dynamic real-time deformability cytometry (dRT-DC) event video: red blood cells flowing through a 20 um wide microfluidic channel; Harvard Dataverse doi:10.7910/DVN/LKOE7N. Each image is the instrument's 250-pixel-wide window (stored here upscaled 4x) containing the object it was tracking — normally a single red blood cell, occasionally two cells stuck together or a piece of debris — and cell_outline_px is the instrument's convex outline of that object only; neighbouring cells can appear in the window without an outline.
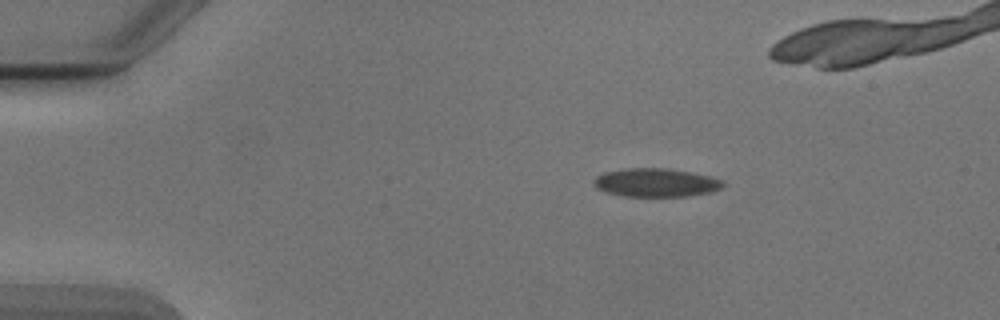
{"species": "Egyptian fruit bat (a non-hibernating species)", "species_latin": "Rousettus aegyptiacus", "temperature_condition": "cold", "stored_images_in_passage": 6, "camera_frame_rate_fps": 3000, "um_per_image_px": 0.085, "animal": {"sex": "male"}, "frame": {"image": 1, "passage_image": 2, "time_ms": 1.333, "image_size_px": [1000, 320], "cell_outline_px": [[724, 184], [720, 188], [712, 192], [688, 196], [624, 196], [608, 192], [596, 188], [592, 180], [596, 176], [604, 172], [628, 168], [668, 168], [692, 172], [708, 176], [720, 180]], "centroid_in_image_um": [55.72, 15.51], "position_along_channel_um": 29.3, "area_um2": 21.33}}
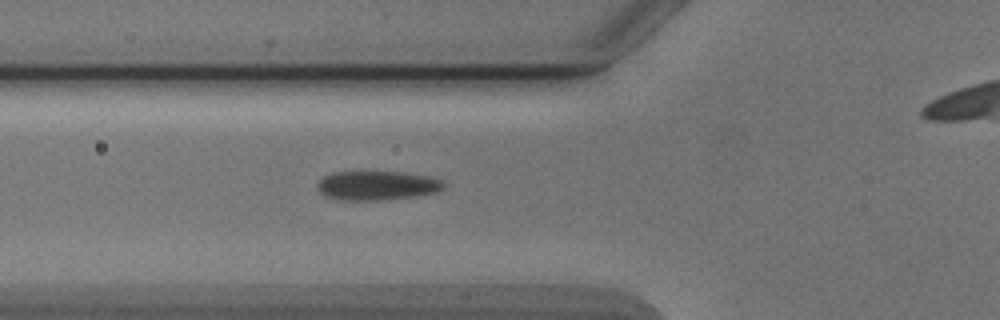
{"frame": {"image": 2, "passage_image": 5, "time_ms": 4.667, "image_size_px": [1000, 320], "cell_outline_px": [[444, 188], [436, 192], [416, 196], [388, 200], [336, 200], [324, 196], [316, 188], [316, 184], [324, 176], [332, 172], [408, 172], [428, 176], [444, 180]], "centroid_in_image_um": [32.04, 15.77], "position_along_channel_um": 93.8, "area_um2": 21.85}}